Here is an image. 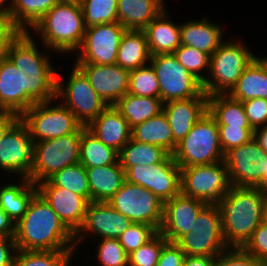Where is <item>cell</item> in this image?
<instances>
[{"instance_id": "6da1fadb", "label": "cell", "mask_w": 267, "mask_h": 266, "mask_svg": "<svg viewBox=\"0 0 267 266\" xmlns=\"http://www.w3.org/2000/svg\"><path fill=\"white\" fill-rule=\"evenodd\" d=\"M14 241L16 249L20 251H74L76 249L73 242L75 235L38 192L29 202L24 216L15 224Z\"/></svg>"}, {"instance_id": "7a4b0ae2", "label": "cell", "mask_w": 267, "mask_h": 266, "mask_svg": "<svg viewBox=\"0 0 267 266\" xmlns=\"http://www.w3.org/2000/svg\"><path fill=\"white\" fill-rule=\"evenodd\" d=\"M266 193L258 187L231 186L217 203L228 248H242L263 222Z\"/></svg>"}, {"instance_id": "3957f363", "label": "cell", "mask_w": 267, "mask_h": 266, "mask_svg": "<svg viewBox=\"0 0 267 266\" xmlns=\"http://www.w3.org/2000/svg\"><path fill=\"white\" fill-rule=\"evenodd\" d=\"M57 76H28L8 57L0 61V111L20 116L35 103L56 99Z\"/></svg>"}, {"instance_id": "277c9868", "label": "cell", "mask_w": 267, "mask_h": 266, "mask_svg": "<svg viewBox=\"0 0 267 266\" xmlns=\"http://www.w3.org/2000/svg\"><path fill=\"white\" fill-rule=\"evenodd\" d=\"M32 29L46 47L60 53L78 50L86 31L81 4L59 2Z\"/></svg>"}, {"instance_id": "5b68a950", "label": "cell", "mask_w": 267, "mask_h": 266, "mask_svg": "<svg viewBox=\"0 0 267 266\" xmlns=\"http://www.w3.org/2000/svg\"><path fill=\"white\" fill-rule=\"evenodd\" d=\"M218 126L207 112L177 144L172 157L180 168L224 161Z\"/></svg>"}, {"instance_id": "8992f818", "label": "cell", "mask_w": 267, "mask_h": 266, "mask_svg": "<svg viewBox=\"0 0 267 266\" xmlns=\"http://www.w3.org/2000/svg\"><path fill=\"white\" fill-rule=\"evenodd\" d=\"M82 126L76 133L33 143V164L29 180L38 184L55 173L79 163Z\"/></svg>"}, {"instance_id": "52a82bcc", "label": "cell", "mask_w": 267, "mask_h": 266, "mask_svg": "<svg viewBox=\"0 0 267 266\" xmlns=\"http://www.w3.org/2000/svg\"><path fill=\"white\" fill-rule=\"evenodd\" d=\"M256 56L244 45L234 42H224L210 56V71L212 78H206L202 84L203 91L208 95L228 94L236 85L245 68ZM229 90V91H228Z\"/></svg>"}, {"instance_id": "ba28073f", "label": "cell", "mask_w": 267, "mask_h": 266, "mask_svg": "<svg viewBox=\"0 0 267 266\" xmlns=\"http://www.w3.org/2000/svg\"><path fill=\"white\" fill-rule=\"evenodd\" d=\"M49 103L52 102L35 103L20 116L33 143L76 133L83 126L66 106L51 107Z\"/></svg>"}, {"instance_id": "9c48e42d", "label": "cell", "mask_w": 267, "mask_h": 266, "mask_svg": "<svg viewBox=\"0 0 267 266\" xmlns=\"http://www.w3.org/2000/svg\"><path fill=\"white\" fill-rule=\"evenodd\" d=\"M224 161L181 168V194L206 204H217L230 190Z\"/></svg>"}, {"instance_id": "30bf717a", "label": "cell", "mask_w": 267, "mask_h": 266, "mask_svg": "<svg viewBox=\"0 0 267 266\" xmlns=\"http://www.w3.org/2000/svg\"><path fill=\"white\" fill-rule=\"evenodd\" d=\"M107 203L132 223L151 225L157 232L161 228L164 202L149 189L125 180Z\"/></svg>"}, {"instance_id": "8fae6325", "label": "cell", "mask_w": 267, "mask_h": 266, "mask_svg": "<svg viewBox=\"0 0 267 266\" xmlns=\"http://www.w3.org/2000/svg\"><path fill=\"white\" fill-rule=\"evenodd\" d=\"M149 62L158 78L163 103L198 97L203 92L202 83L178 62L173 53L151 56Z\"/></svg>"}, {"instance_id": "7c38bea8", "label": "cell", "mask_w": 267, "mask_h": 266, "mask_svg": "<svg viewBox=\"0 0 267 266\" xmlns=\"http://www.w3.org/2000/svg\"><path fill=\"white\" fill-rule=\"evenodd\" d=\"M60 80L57 75L56 97L63 96V101H65L63 105L76 116L83 126H88L108 107L75 65L66 88L63 87Z\"/></svg>"}, {"instance_id": "4fadbf2b", "label": "cell", "mask_w": 267, "mask_h": 266, "mask_svg": "<svg viewBox=\"0 0 267 266\" xmlns=\"http://www.w3.org/2000/svg\"><path fill=\"white\" fill-rule=\"evenodd\" d=\"M128 182L140 185L153 192L162 202L181 193V168L170 154L163 162L135 165L125 171Z\"/></svg>"}, {"instance_id": "5bb4252c", "label": "cell", "mask_w": 267, "mask_h": 266, "mask_svg": "<svg viewBox=\"0 0 267 266\" xmlns=\"http://www.w3.org/2000/svg\"><path fill=\"white\" fill-rule=\"evenodd\" d=\"M224 162L231 186L262 189L265 154L254 137L245 144L227 151Z\"/></svg>"}, {"instance_id": "9a60e30c", "label": "cell", "mask_w": 267, "mask_h": 266, "mask_svg": "<svg viewBox=\"0 0 267 266\" xmlns=\"http://www.w3.org/2000/svg\"><path fill=\"white\" fill-rule=\"evenodd\" d=\"M126 29L119 23L86 27L76 64H116L118 48Z\"/></svg>"}, {"instance_id": "2e32d148", "label": "cell", "mask_w": 267, "mask_h": 266, "mask_svg": "<svg viewBox=\"0 0 267 266\" xmlns=\"http://www.w3.org/2000/svg\"><path fill=\"white\" fill-rule=\"evenodd\" d=\"M33 140L27 125L19 119L0 140V168L30 178Z\"/></svg>"}, {"instance_id": "e0dca14e", "label": "cell", "mask_w": 267, "mask_h": 266, "mask_svg": "<svg viewBox=\"0 0 267 266\" xmlns=\"http://www.w3.org/2000/svg\"><path fill=\"white\" fill-rule=\"evenodd\" d=\"M37 192L75 235L84 223L89 202L70 190L54 186L49 180L38 183Z\"/></svg>"}, {"instance_id": "ac0fdd59", "label": "cell", "mask_w": 267, "mask_h": 266, "mask_svg": "<svg viewBox=\"0 0 267 266\" xmlns=\"http://www.w3.org/2000/svg\"><path fill=\"white\" fill-rule=\"evenodd\" d=\"M91 87L108 105H114L128 92L130 70L117 64H75Z\"/></svg>"}, {"instance_id": "d6986e66", "label": "cell", "mask_w": 267, "mask_h": 266, "mask_svg": "<svg viewBox=\"0 0 267 266\" xmlns=\"http://www.w3.org/2000/svg\"><path fill=\"white\" fill-rule=\"evenodd\" d=\"M205 202L183 194L164 202L163 221L159 232L168 242H176L185 233L192 231L197 214Z\"/></svg>"}, {"instance_id": "ffe728a7", "label": "cell", "mask_w": 267, "mask_h": 266, "mask_svg": "<svg viewBox=\"0 0 267 266\" xmlns=\"http://www.w3.org/2000/svg\"><path fill=\"white\" fill-rule=\"evenodd\" d=\"M131 224L132 221L128 217L119 213L107 202L91 201L87 206L84 223L75 234V245L84 239L83 231L93 232L102 238L118 239Z\"/></svg>"}, {"instance_id": "44dd1931", "label": "cell", "mask_w": 267, "mask_h": 266, "mask_svg": "<svg viewBox=\"0 0 267 266\" xmlns=\"http://www.w3.org/2000/svg\"><path fill=\"white\" fill-rule=\"evenodd\" d=\"M163 112L169 121L174 141L178 144L208 112V95L203 91L198 97L165 102Z\"/></svg>"}, {"instance_id": "7402d4cb", "label": "cell", "mask_w": 267, "mask_h": 266, "mask_svg": "<svg viewBox=\"0 0 267 266\" xmlns=\"http://www.w3.org/2000/svg\"><path fill=\"white\" fill-rule=\"evenodd\" d=\"M29 32H21L10 44L7 57L28 76H57L47 55H42Z\"/></svg>"}, {"instance_id": "603a6c76", "label": "cell", "mask_w": 267, "mask_h": 266, "mask_svg": "<svg viewBox=\"0 0 267 266\" xmlns=\"http://www.w3.org/2000/svg\"><path fill=\"white\" fill-rule=\"evenodd\" d=\"M86 127L103 144L118 153L131 139V128L114 105L108 106Z\"/></svg>"}, {"instance_id": "cb8c5ba5", "label": "cell", "mask_w": 267, "mask_h": 266, "mask_svg": "<svg viewBox=\"0 0 267 266\" xmlns=\"http://www.w3.org/2000/svg\"><path fill=\"white\" fill-rule=\"evenodd\" d=\"M85 170L90 188V202H108L126 180L119 160L115 164Z\"/></svg>"}, {"instance_id": "d4e9b609", "label": "cell", "mask_w": 267, "mask_h": 266, "mask_svg": "<svg viewBox=\"0 0 267 266\" xmlns=\"http://www.w3.org/2000/svg\"><path fill=\"white\" fill-rule=\"evenodd\" d=\"M228 95L237 101L267 99V61L256 57L243 71Z\"/></svg>"}, {"instance_id": "484cf974", "label": "cell", "mask_w": 267, "mask_h": 266, "mask_svg": "<svg viewBox=\"0 0 267 266\" xmlns=\"http://www.w3.org/2000/svg\"><path fill=\"white\" fill-rule=\"evenodd\" d=\"M167 18L163 10L143 29L151 56L174 53L181 45L180 25Z\"/></svg>"}, {"instance_id": "4316f807", "label": "cell", "mask_w": 267, "mask_h": 266, "mask_svg": "<svg viewBox=\"0 0 267 266\" xmlns=\"http://www.w3.org/2000/svg\"><path fill=\"white\" fill-rule=\"evenodd\" d=\"M163 0H118V22L126 30H143L163 10Z\"/></svg>"}, {"instance_id": "83f0119b", "label": "cell", "mask_w": 267, "mask_h": 266, "mask_svg": "<svg viewBox=\"0 0 267 266\" xmlns=\"http://www.w3.org/2000/svg\"><path fill=\"white\" fill-rule=\"evenodd\" d=\"M181 45L191 46L212 56L223 43L222 29L203 21H190L180 25Z\"/></svg>"}, {"instance_id": "f1b7e54d", "label": "cell", "mask_w": 267, "mask_h": 266, "mask_svg": "<svg viewBox=\"0 0 267 266\" xmlns=\"http://www.w3.org/2000/svg\"><path fill=\"white\" fill-rule=\"evenodd\" d=\"M131 139L159 146L169 154H172L177 146L169 121L163 111L149 120L132 127Z\"/></svg>"}, {"instance_id": "f546056e", "label": "cell", "mask_w": 267, "mask_h": 266, "mask_svg": "<svg viewBox=\"0 0 267 266\" xmlns=\"http://www.w3.org/2000/svg\"><path fill=\"white\" fill-rule=\"evenodd\" d=\"M151 55L143 30H126L121 38L116 64L133 70L145 66Z\"/></svg>"}, {"instance_id": "4dcf8cb0", "label": "cell", "mask_w": 267, "mask_h": 266, "mask_svg": "<svg viewBox=\"0 0 267 266\" xmlns=\"http://www.w3.org/2000/svg\"><path fill=\"white\" fill-rule=\"evenodd\" d=\"M114 107L132 128L161 113L163 102L157 97H141L126 93L114 104Z\"/></svg>"}, {"instance_id": "1f68e13d", "label": "cell", "mask_w": 267, "mask_h": 266, "mask_svg": "<svg viewBox=\"0 0 267 266\" xmlns=\"http://www.w3.org/2000/svg\"><path fill=\"white\" fill-rule=\"evenodd\" d=\"M22 184H8L0 188V207L16 224L26 213L33 196L37 193L36 184L22 178Z\"/></svg>"}, {"instance_id": "d6a6232c", "label": "cell", "mask_w": 267, "mask_h": 266, "mask_svg": "<svg viewBox=\"0 0 267 266\" xmlns=\"http://www.w3.org/2000/svg\"><path fill=\"white\" fill-rule=\"evenodd\" d=\"M208 113L214 118L217 126L252 128L242 102L232 99L228 94L208 96Z\"/></svg>"}, {"instance_id": "836d02e7", "label": "cell", "mask_w": 267, "mask_h": 266, "mask_svg": "<svg viewBox=\"0 0 267 266\" xmlns=\"http://www.w3.org/2000/svg\"><path fill=\"white\" fill-rule=\"evenodd\" d=\"M59 2L60 0H12V5L4 7V12L22 32H28L27 26L34 27Z\"/></svg>"}, {"instance_id": "e575fe53", "label": "cell", "mask_w": 267, "mask_h": 266, "mask_svg": "<svg viewBox=\"0 0 267 266\" xmlns=\"http://www.w3.org/2000/svg\"><path fill=\"white\" fill-rule=\"evenodd\" d=\"M170 154L163 148L141 143L130 139L119 152V162L126 171L129 167L135 165H147L163 162Z\"/></svg>"}, {"instance_id": "d590c367", "label": "cell", "mask_w": 267, "mask_h": 266, "mask_svg": "<svg viewBox=\"0 0 267 266\" xmlns=\"http://www.w3.org/2000/svg\"><path fill=\"white\" fill-rule=\"evenodd\" d=\"M119 153L103 144L87 128L82 132L80 145V163L85 168L115 164Z\"/></svg>"}, {"instance_id": "8d00e7d4", "label": "cell", "mask_w": 267, "mask_h": 266, "mask_svg": "<svg viewBox=\"0 0 267 266\" xmlns=\"http://www.w3.org/2000/svg\"><path fill=\"white\" fill-rule=\"evenodd\" d=\"M187 256L216 257L228 249L224 236L187 232L175 242Z\"/></svg>"}, {"instance_id": "74e56055", "label": "cell", "mask_w": 267, "mask_h": 266, "mask_svg": "<svg viewBox=\"0 0 267 266\" xmlns=\"http://www.w3.org/2000/svg\"><path fill=\"white\" fill-rule=\"evenodd\" d=\"M54 186L63 187L83 196L90 202V188L85 167L79 162L67 166L48 179Z\"/></svg>"}, {"instance_id": "f35d334b", "label": "cell", "mask_w": 267, "mask_h": 266, "mask_svg": "<svg viewBox=\"0 0 267 266\" xmlns=\"http://www.w3.org/2000/svg\"><path fill=\"white\" fill-rule=\"evenodd\" d=\"M73 251L15 252L12 266H69Z\"/></svg>"}, {"instance_id": "ab89813d", "label": "cell", "mask_w": 267, "mask_h": 266, "mask_svg": "<svg viewBox=\"0 0 267 266\" xmlns=\"http://www.w3.org/2000/svg\"><path fill=\"white\" fill-rule=\"evenodd\" d=\"M86 27L118 22V0H82Z\"/></svg>"}, {"instance_id": "60d3db41", "label": "cell", "mask_w": 267, "mask_h": 266, "mask_svg": "<svg viewBox=\"0 0 267 266\" xmlns=\"http://www.w3.org/2000/svg\"><path fill=\"white\" fill-rule=\"evenodd\" d=\"M127 93L141 97L160 98L158 78L152 65L130 70Z\"/></svg>"}, {"instance_id": "b9f144b4", "label": "cell", "mask_w": 267, "mask_h": 266, "mask_svg": "<svg viewBox=\"0 0 267 266\" xmlns=\"http://www.w3.org/2000/svg\"><path fill=\"white\" fill-rule=\"evenodd\" d=\"M178 62L202 84L206 77L199 73L203 68L210 69V55L191 46L180 45L173 53Z\"/></svg>"}, {"instance_id": "7bdbcfd3", "label": "cell", "mask_w": 267, "mask_h": 266, "mask_svg": "<svg viewBox=\"0 0 267 266\" xmlns=\"http://www.w3.org/2000/svg\"><path fill=\"white\" fill-rule=\"evenodd\" d=\"M167 242L158 231L149 241L128 255V266H157L162 247Z\"/></svg>"}, {"instance_id": "ee69618b", "label": "cell", "mask_w": 267, "mask_h": 266, "mask_svg": "<svg viewBox=\"0 0 267 266\" xmlns=\"http://www.w3.org/2000/svg\"><path fill=\"white\" fill-rule=\"evenodd\" d=\"M193 232L210 236H223L220 209L217 204H206L197 214Z\"/></svg>"}, {"instance_id": "f6af8a7d", "label": "cell", "mask_w": 267, "mask_h": 266, "mask_svg": "<svg viewBox=\"0 0 267 266\" xmlns=\"http://www.w3.org/2000/svg\"><path fill=\"white\" fill-rule=\"evenodd\" d=\"M156 233L157 231L151 225L132 223L131 226L119 236L118 241L129 255L149 241Z\"/></svg>"}, {"instance_id": "bcb514c9", "label": "cell", "mask_w": 267, "mask_h": 266, "mask_svg": "<svg viewBox=\"0 0 267 266\" xmlns=\"http://www.w3.org/2000/svg\"><path fill=\"white\" fill-rule=\"evenodd\" d=\"M98 248L102 266H128V254L118 239L102 238Z\"/></svg>"}, {"instance_id": "7dc6e473", "label": "cell", "mask_w": 267, "mask_h": 266, "mask_svg": "<svg viewBox=\"0 0 267 266\" xmlns=\"http://www.w3.org/2000/svg\"><path fill=\"white\" fill-rule=\"evenodd\" d=\"M219 141L223 153L231 148L239 147L254 137L252 128H241L240 126H218Z\"/></svg>"}, {"instance_id": "c3c4849f", "label": "cell", "mask_w": 267, "mask_h": 266, "mask_svg": "<svg viewBox=\"0 0 267 266\" xmlns=\"http://www.w3.org/2000/svg\"><path fill=\"white\" fill-rule=\"evenodd\" d=\"M214 266H266V264L242 248H228L216 256Z\"/></svg>"}, {"instance_id": "681fc988", "label": "cell", "mask_w": 267, "mask_h": 266, "mask_svg": "<svg viewBox=\"0 0 267 266\" xmlns=\"http://www.w3.org/2000/svg\"><path fill=\"white\" fill-rule=\"evenodd\" d=\"M242 249L267 265V223L262 222Z\"/></svg>"}, {"instance_id": "f907efd6", "label": "cell", "mask_w": 267, "mask_h": 266, "mask_svg": "<svg viewBox=\"0 0 267 266\" xmlns=\"http://www.w3.org/2000/svg\"><path fill=\"white\" fill-rule=\"evenodd\" d=\"M253 130L267 125V99L255 98L242 102Z\"/></svg>"}, {"instance_id": "816d5d0a", "label": "cell", "mask_w": 267, "mask_h": 266, "mask_svg": "<svg viewBox=\"0 0 267 266\" xmlns=\"http://www.w3.org/2000/svg\"><path fill=\"white\" fill-rule=\"evenodd\" d=\"M21 32L4 10H0V61L7 57L10 44Z\"/></svg>"}, {"instance_id": "f5cc1de1", "label": "cell", "mask_w": 267, "mask_h": 266, "mask_svg": "<svg viewBox=\"0 0 267 266\" xmlns=\"http://www.w3.org/2000/svg\"><path fill=\"white\" fill-rule=\"evenodd\" d=\"M185 256L175 242H167L162 247L157 266H183Z\"/></svg>"}, {"instance_id": "db71d44e", "label": "cell", "mask_w": 267, "mask_h": 266, "mask_svg": "<svg viewBox=\"0 0 267 266\" xmlns=\"http://www.w3.org/2000/svg\"><path fill=\"white\" fill-rule=\"evenodd\" d=\"M17 251L14 237H9L0 234V266H12L14 252Z\"/></svg>"}, {"instance_id": "11a10c76", "label": "cell", "mask_w": 267, "mask_h": 266, "mask_svg": "<svg viewBox=\"0 0 267 266\" xmlns=\"http://www.w3.org/2000/svg\"><path fill=\"white\" fill-rule=\"evenodd\" d=\"M19 119L20 115L17 113L0 111V140Z\"/></svg>"}, {"instance_id": "9f6ffc18", "label": "cell", "mask_w": 267, "mask_h": 266, "mask_svg": "<svg viewBox=\"0 0 267 266\" xmlns=\"http://www.w3.org/2000/svg\"><path fill=\"white\" fill-rule=\"evenodd\" d=\"M0 234L15 237V223L0 207Z\"/></svg>"}, {"instance_id": "6f0895ef", "label": "cell", "mask_w": 267, "mask_h": 266, "mask_svg": "<svg viewBox=\"0 0 267 266\" xmlns=\"http://www.w3.org/2000/svg\"><path fill=\"white\" fill-rule=\"evenodd\" d=\"M216 257L185 256L183 266H214Z\"/></svg>"}, {"instance_id": "680465c9", "label": "cell", "mask_w": 267, "mask_h": 266, "mask_svg": "<svg viewBox=\"0 0 267 266\" xmlns=\"http://www.w3.org/2000/svg\"><path fill=\"white\" fill-rule=\"evenodd\" d=\"M254 138L263 150V153L267 155V125L254 130Z\"/></svg>"}, {"instance_id": "91938a15", "label": "cell", "mask_w": 267, "mask_h": 266, "mask_svg": "<svg viewBox=\"0 0 267 266\" xmlns=\"http://www.w3.org/2000/svg\"><path fill=\"white\" fill-rule=\"evenodd\" d=\"M262 190L267 192V155L265 154V175L262 179Z\"/></svg>"}, {"instance_id": "94428289", "label": "cell", "mask_w": 267, "mask_h": 266, "mask_svg": "<svg viewBox=\"0 0 267 266\" xmlns=\"http://www.w3.org/2000/svg\"><path fill=\"white\" fill-rule=\"evenodd\" d=\"M263 222L267 223V193L264 199Z\"/></svg>"}, {"instance_id": "6125c7cd", "label": "cell", "mask_w": 267, "mask_h": 266, "mask_svg": "<svg viewBox=\"0 0 267 266\" xmlns=\"http://www.w3.org/2000/svg\"><path fill=\"white\" fill-rule=\"evenodd\" d=\"M60 2H68V3L81 4L82 0H60Z\"/></svg>"}, {"instance_id": "be15d7a7", "label": "cell", "mask_w": 267, "mask_h": 266, "mask_svg": "<svg viewBox=\"0 0 267 266\" xmlns=\"http://www.w3.org/2000/svg\"><path fill=\"white\" fill-rule=\"evenodd\" d=\"M7 0H0V10H4V7H2L4 5V3H6Z\"/></svg>"}]
</instances>
